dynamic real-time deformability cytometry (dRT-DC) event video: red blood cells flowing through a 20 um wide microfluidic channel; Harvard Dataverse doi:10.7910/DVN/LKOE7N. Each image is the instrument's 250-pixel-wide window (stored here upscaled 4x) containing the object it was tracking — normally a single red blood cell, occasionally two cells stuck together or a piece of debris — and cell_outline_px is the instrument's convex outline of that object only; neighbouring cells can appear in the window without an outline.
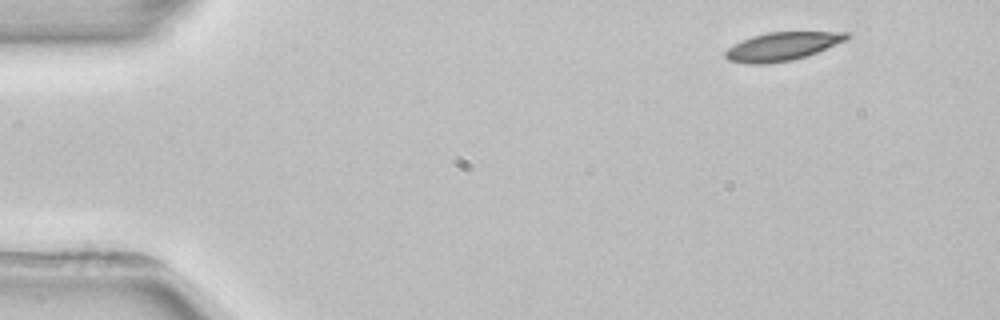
{"species": "common noctule bat (a hibernating species)", "species_latin": "Nyctalus noctula", "temperature_condition": "room temperature", "stored_images_in_passage": 3, "camera_frame_rate_fps": 3000, "um_per_image_px": 0.085, "animal": {"sex": "female", "body_mass_g": 22.7, "forearm_length_mm": 54.2}, "frame": {"image": 1, "passage_image": 1, "time_ms": 0.0, "image_size_px": [1000, 320], "cell_outline_px": [[848, 36], [844, 40], [816, 52], [792, 60], [768, 64], [748, 64], [728, 60], [724, 56], [724, 52], [728, 48], [752, 36], [768, 32], [848, 32]], "centroid_in_image_um": [66.42, 3.95], "position_along_channel_um": 18.6, "area_um2": 19.59}}